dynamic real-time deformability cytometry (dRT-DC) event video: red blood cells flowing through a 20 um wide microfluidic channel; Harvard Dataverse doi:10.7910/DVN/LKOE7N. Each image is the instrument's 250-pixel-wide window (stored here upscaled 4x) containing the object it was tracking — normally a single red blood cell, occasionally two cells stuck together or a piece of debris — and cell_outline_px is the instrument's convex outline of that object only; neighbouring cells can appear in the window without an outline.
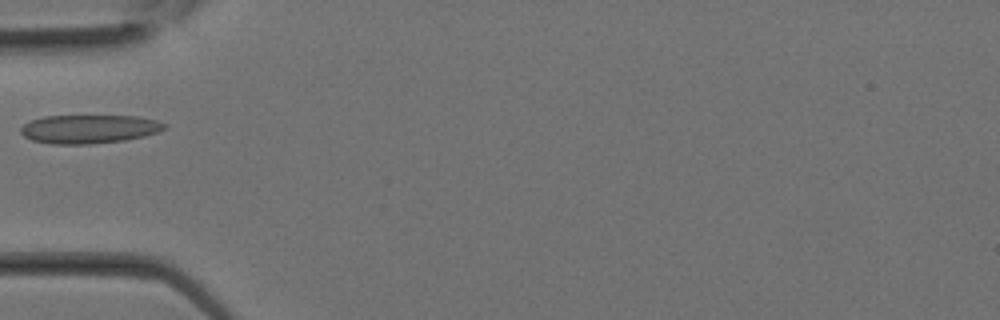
{"species": "Egyptian fruit bat (a non-hibernating species)", "species_latin": "Rousettus aegyptiacus", "temperature_condition": "room temperature", "stored_images_in_passage": 24, "camera_frame_rate_fps": 3000, "um_per_image_px": 0.085, "animal": {"sex": "female"}, "frame": {"image": 1, "passage_image": 5, "time_ms": 1.333, "image_size_px": [1000, 320], "cell_outline_px": [[168, 124], [164, 128], [156, 132], [144, 136], [124, 140], [92, 144], [52, 144], [32, 140], [24, 136], [20, 132], [20, 128], [24, 124], [32, 120], [44, 116], [140, 116], [156, 120]], "centroid_in_image_um": [7.57, 10.96], "position_along_channel_um": 77.4, "area_um2": 23.93}}
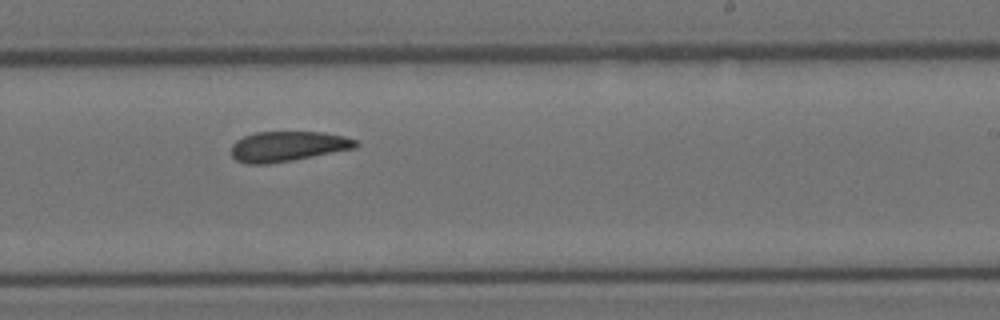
{"frame": {"image": 2, "passage_image": 13, "time_ms": 4.0, "image_size_px": [1000, 320], "cell_outline_px": [[360, 144], [356, 148], [292, 160], [268, 164], [248, 164], [236, 160], [228, 152], [232, 144], [236, 140], [244, 136], [256, 132], [324, 132], [344, 136], [356, 140]], "centroid_in_image_um": [24.42, 12.44], "position_along_channel_um": 264.6, "area_um2": 22.02}}
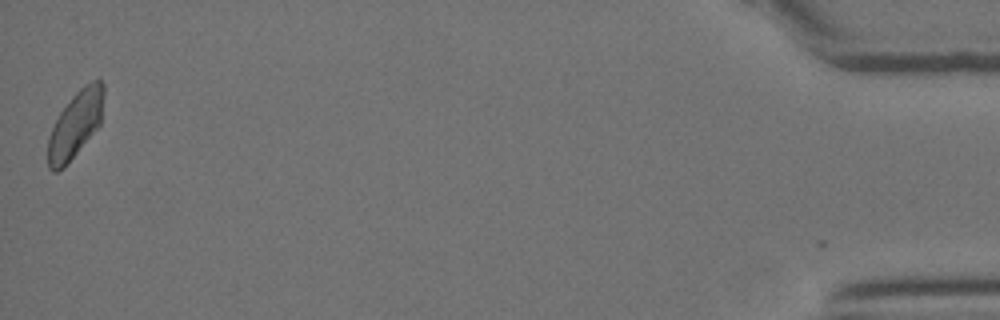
{"frame": {"image": 3, "passage_image": 24, "time_ms": 7.667, "image_size_px": [1000, 320], "cell_outline_px": [[104, 92], [100, 124], [64, 168], [56, 172], [52, 172], [48, 168], [48, 136], [60, 112], [72, 96], [84, 84], [92, 80], [100, 80], [104, 84]], "centroid_in_image_um": [6.4, 10.58], "position_along_channel_um": 428.8, "area_um2": 21.5}}